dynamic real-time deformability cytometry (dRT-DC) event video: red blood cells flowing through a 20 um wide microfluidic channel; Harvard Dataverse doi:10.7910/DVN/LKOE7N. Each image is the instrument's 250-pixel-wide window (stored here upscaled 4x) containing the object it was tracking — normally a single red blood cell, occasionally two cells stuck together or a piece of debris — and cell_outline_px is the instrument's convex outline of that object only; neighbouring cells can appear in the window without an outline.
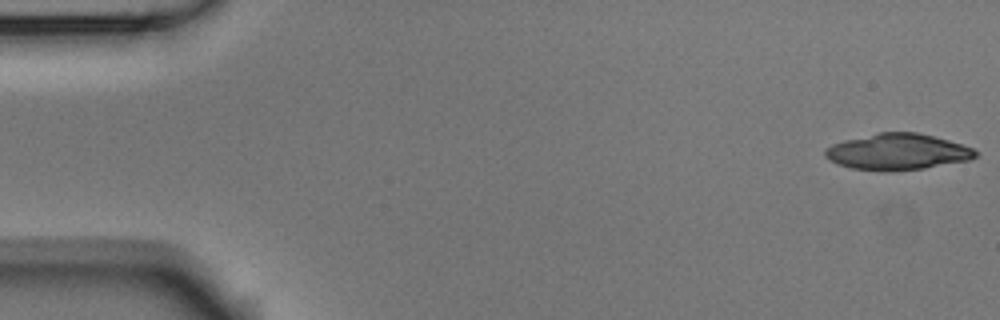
{"species": "Egyptian fruit bat (a non-hibernating species)", "species_latin": "Rousettus aegyptiacus", "temperature_condition": "room temperature", "stored_images_in_passage": 5, "camera_frame_rate_fps": 3000, "um_per_image_px": 0.085, "animal": {"sex": "male"}, "frame": {"image": 1, "passage_image": 1, "time_ms": 0.0, "image_size_px": [1000, 320], "cell_outline_px": [[980, 152], [976, 156], [968, 160], [924, 168], [852, 168], [836, 164], [824, 156], [824, 148], [832, 144], [844, 140], [880, 132], [916, 132], [948, 140], [972, 148]], "centroid_in_image_um": [76.28, 12.86], "position_along_channel_um": 8.7, "area_um2": 30.63}}
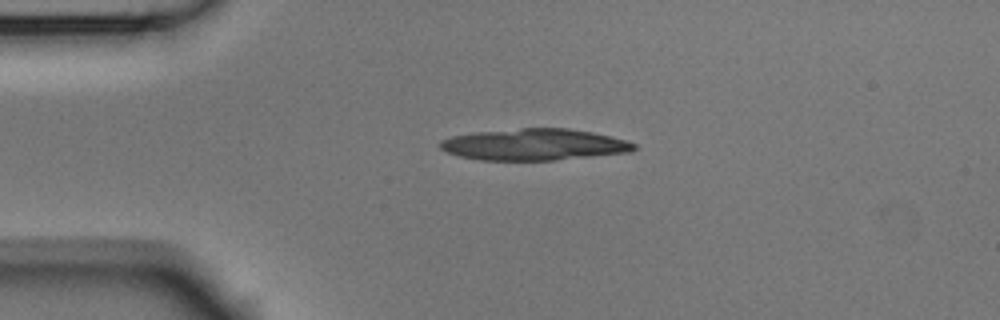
{"frame": {"image": 2, "passage_image": 4, "time_ms": 1.0, "image_size_px": [1000, 320], "cell_outline_px": [[636, 148], [632, 152], [556, 160], [480, 160], [460, 156], [448, 152], [440, 148], [440, 140], [452, 136], [476, 132], [520, 128], [568, 128], [592, 132], [624, 140], [636, 144]], "centroid_in_image_um": [45.41, 12.29], "position_along_channel_um": 39.6, "area_um2": 35.49}}